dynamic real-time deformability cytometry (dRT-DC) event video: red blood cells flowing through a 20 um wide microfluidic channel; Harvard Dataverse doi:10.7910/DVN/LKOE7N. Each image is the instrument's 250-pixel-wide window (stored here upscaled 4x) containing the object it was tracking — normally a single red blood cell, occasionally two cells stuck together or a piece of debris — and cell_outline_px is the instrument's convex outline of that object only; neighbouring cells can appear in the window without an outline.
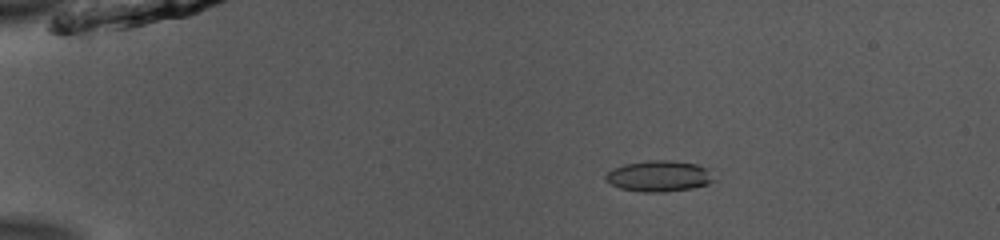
{"species": "common noctule bat (a hibernating species)", "species_latin": "Nyctalus noctula", "temperature_condition": "room temperature", "stored_images_in_passage": 48, "camera_frame_rate_fps": 3000, "um_per_image_px": 0.085, "animal": {"sex": "male", "body_mass_g": 13.0, "forearm_length_mm": 53.1}, "frame": {"image": 1, "passage_image": 6, "time_ms": 1.667, "image_size_px": [1000, 240], "cell_outline_px": [[720, 168], [716, 180], [708, 184], [692, 188], [664, 192], [644, 192], [620, 188], [604, 180], [604, 176], [612, 168], [624, 164], [652, 160], [668, 160], [696, 164]], "centroid_in_image_um": [56.18, 14.95], "position_along_channel_um": 28.8, "area_um2": 20.29}}
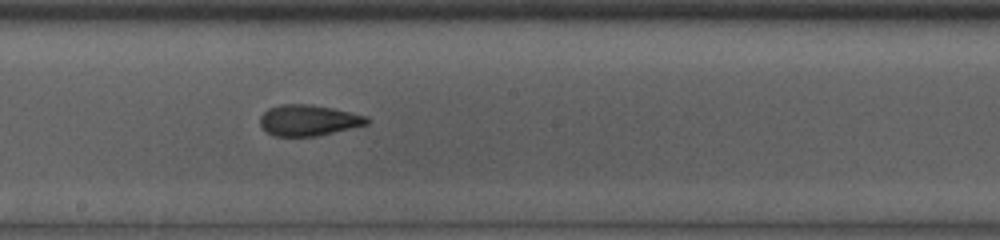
{"frame": {"image": 2, "passage_image": 26, "time_ms": 8.333, "image_size_px": [1000, 240], "cell_outline_px": [[372, 120], [368, 124], [316, 136], [272, 136], [260, 124], [260, 116], [268, 108], [284, 104], [308, 104], [332, 108], [368, 116]], "centroid_in_image_um": [26.24, 10.22], "position_along_channel_um": 222.0, "area_um2": 19.19}}
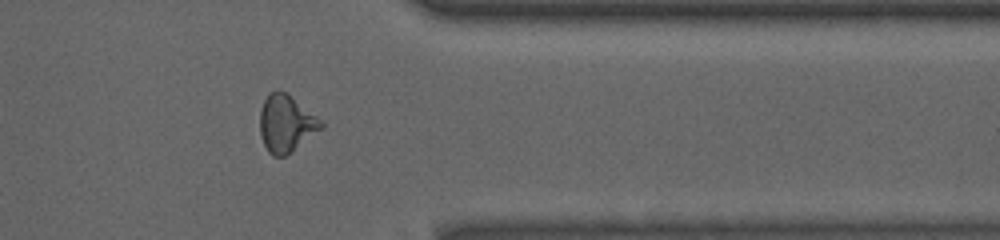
{"frame": {"image": 3, "passage_image": 39, "time_ms": 12.667, "image_size_px": [1000, 240], "cell_outline_px": [[324, 128], [284, 156], [272, 156], [268, 152], [260, 136], [260, 108], [268, 92], [288, 92], [324, 120]], "centroid_in_image_um": [24.35, 10.47], "position_along_channel_um": 387.0, "area_um2": 20.69}, "authors_computed_cell_mechanics": {"area_um2": 19.5075, "velocity_mm_per_s": 3.9452, "shape_relaxation_time_tau1_ms": 5.4874, "shape_relaxation_time_tau2_ms": 1.4093, "deformation_change_tau1": 0.1492, "deformation_change_tau2": 0.0766}}